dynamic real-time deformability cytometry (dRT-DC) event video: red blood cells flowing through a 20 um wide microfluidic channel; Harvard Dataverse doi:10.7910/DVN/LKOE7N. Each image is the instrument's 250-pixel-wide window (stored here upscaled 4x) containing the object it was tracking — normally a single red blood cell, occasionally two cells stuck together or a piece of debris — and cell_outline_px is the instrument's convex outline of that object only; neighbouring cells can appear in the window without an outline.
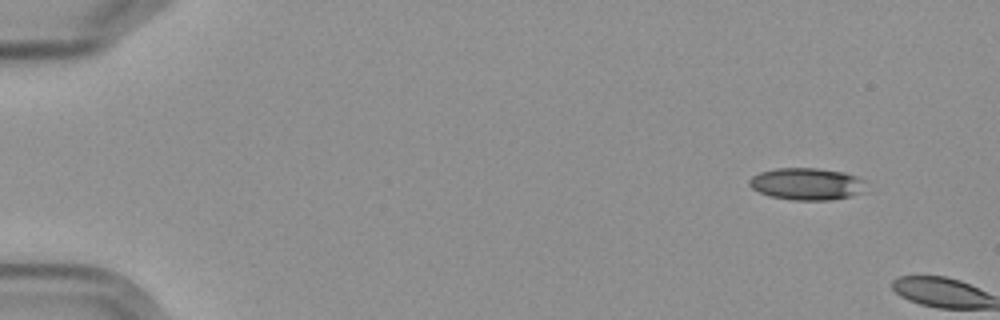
{"species": "Egyptian fruit bat (a non-hibernating species)", "species_latin": "Rousettus aegyptiacus", "temperature_condition": "cold", "stored_images_in_passage": 2, "camera_frame_rate_fps": 3000, "um_per_image_px": 0.085, "frame": {"image": 1, "passage_image": 1, "time_ms": 0.0, "image_size_px": [1000, 320], "cell_outline_px": [[868, 192], [852, 196], [832, 200], [792, 200], [772, 196], [760, 192], [752, 188], [748, 184], [748, 180], [752, 176], [760, 172], [776, 168], [820, 168], [844, 172], [868, 180]], "centroid_in_image_um": [68.69, 15.63], "position_along_channel_um": 16.3, "area_um2": 22.37}}